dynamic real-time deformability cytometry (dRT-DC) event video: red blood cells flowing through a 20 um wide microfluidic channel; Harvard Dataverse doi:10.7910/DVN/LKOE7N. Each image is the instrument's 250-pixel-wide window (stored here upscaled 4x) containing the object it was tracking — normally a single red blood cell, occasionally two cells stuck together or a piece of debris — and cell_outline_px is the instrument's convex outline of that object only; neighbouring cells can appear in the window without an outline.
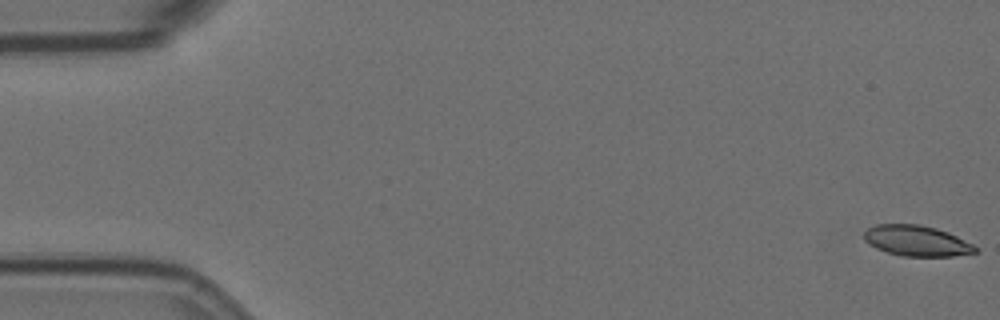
{"species": "Egyptian fruit bat (a non-hibernating species)", "species_latin": "Rousettus aegyptiacus", "temperature_condition": "room temperature", "stored_images_in_passage": 9, "camera_frame_rate_fps": 3000, "um_per_image_px": 0.085, "animal": {"sex": "female"}, "frame": {"image": 1, "passage_image": 1, "time_ms": 0.0, "image_size_px": [1000, 320], "cell_outline_px": [[980, 252], [952, 256], [900, 256], [876, 248], [868, 244], [864, 240], [864, 232], [868, 228], [876, 224], [920, 224], [936, 228], [948, 232], [980, 248]], "centroid_in_image_um": [77.93, 20.47], "position_along_channel_um": 7.1, "area_um2": 20.0}}